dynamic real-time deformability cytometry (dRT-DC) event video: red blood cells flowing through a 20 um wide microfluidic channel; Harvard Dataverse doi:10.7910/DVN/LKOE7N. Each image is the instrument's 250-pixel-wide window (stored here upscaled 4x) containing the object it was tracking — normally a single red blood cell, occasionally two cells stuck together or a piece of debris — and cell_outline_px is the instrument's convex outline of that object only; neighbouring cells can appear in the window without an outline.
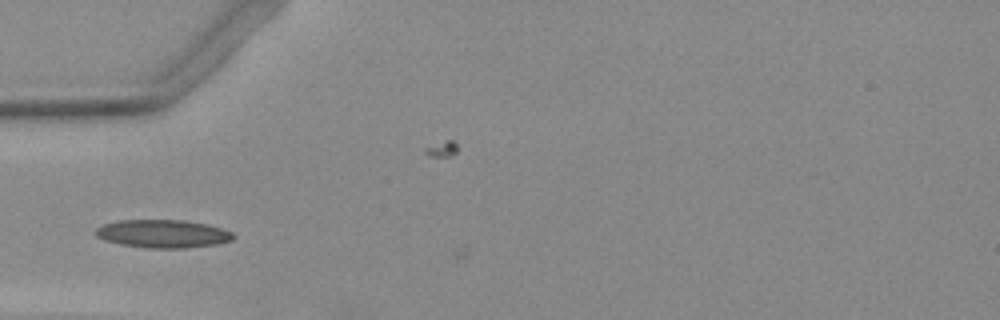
{"species": "Egyptian fruit bat (a non-hibernating species)", "species_latin": "Rousettus aegyptiacus", "temperature_condition": "warm", "stored_images_in_passage": 39, "camera_frame_rate_fps": 3000, "um_per_image_px": 0.085, "animal": {"sex": "female"}, "frame": {"image": 1, "passage_image": 6, "time_ms": 1.667, "image_size_px": [1000, 320], "cell_outline_px": [[236, 236], [232, 240], [216, 244], [184, 248], [148, 248], [120, 244], [104, 240], [96, 236], [96, 228], [100, 224], [116, 220], [184, 220], [208, 224], [232, 232]], "centroid_in_image_um": [13.81, 19.86], "position_along_channel_um": 71.2, "area_um2": 22.66}}
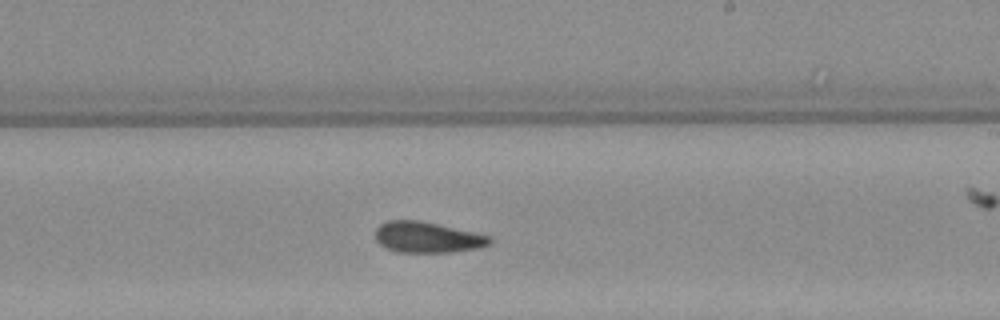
{"frame": {"image": 2, "passage_image": 20, "time_ms": 6.333, "image_size_px": [1000, 320], "cell_outline_px": [[492, 244], [480, 248], [452, 252], [396, 252], [384, 248], [376, 240], [376, 228], [380, 224], [388, 220], [420, 220], [472, 232], [488, 236], [492, 240]], "centroid_in_image_um": [36.29, 20.18], "position_along_channel_um": 252.7, "area_um2": 20.58}}
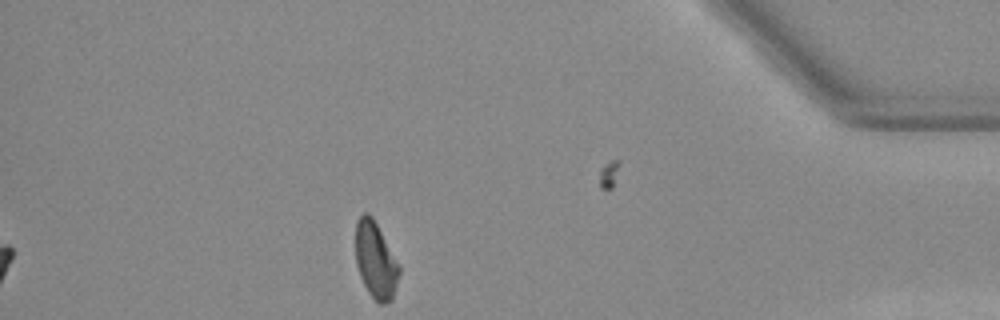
{"frame": {"image": 3, "passage_image": 35, "time_ms": 11.333, "image_size_px": [1000, 320], "cell_outline_px": [[400, 272], [392, 300], [384, 304], [380, 304], [368, 292], [360, 276], [356, 264], [356, 220], [364, 212], [368, 212], [372, 216], [400, 268]], "centroid_in_image_um": [31.91, 22.13], "position_along_channel_um": 403.3, "area_um2": 19.07}}